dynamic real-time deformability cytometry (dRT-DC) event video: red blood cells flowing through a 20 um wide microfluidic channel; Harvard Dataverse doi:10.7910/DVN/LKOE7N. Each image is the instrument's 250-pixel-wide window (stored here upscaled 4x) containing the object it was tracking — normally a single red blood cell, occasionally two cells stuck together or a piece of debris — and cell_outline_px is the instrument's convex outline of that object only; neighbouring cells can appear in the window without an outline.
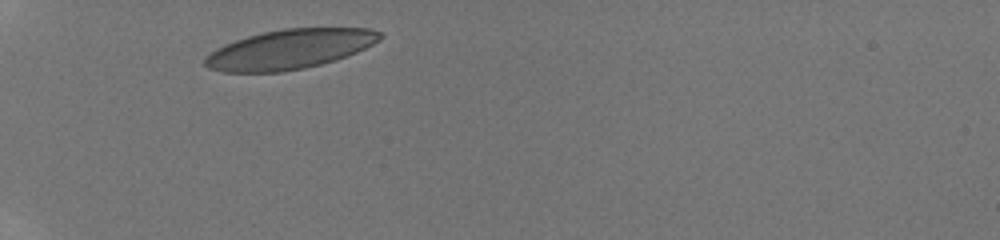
{"species": "human", "species_latin": "Homo sapiens", "temperature_condition": "room temperature", "stored_images_in_passage": 3, "camera_frame_rate_fps": 3000, "um_per_image_px": 0.085, "donor": {"sex": "male"}, "frame": {"image": 1, "passage_image": 1, "time_ms": 0.0, "image_size_px": [1000, 240], "cell_outline_px": [[384, 36], [380, 40], [356, 52], [320, 64], [304, 68], [280, 72], [224, 72], [208, 68], [204, 64], [204, 56], [216, 48], [224, 44], [248, 36], [264, 32], [284, 28], [372, 28], [380, 32]], "centroid_in_image_um": [24.59, 4.18], "position_along_channel_um": 60.4, "area_um2": 40.17}}
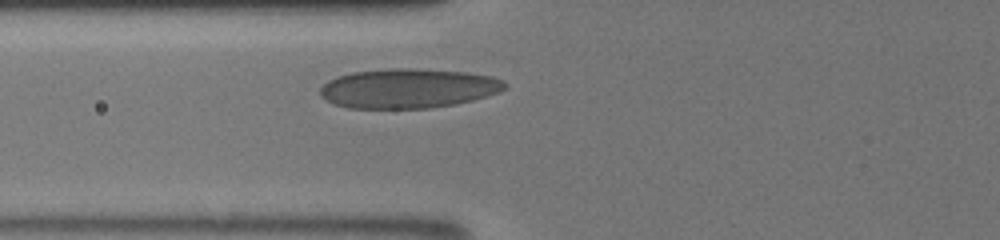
{"frame": {"image": 2, "passage_image": 3, "time_ms": 1.333, "image_size_px": [1000, 240], "cell_outline_px": [[508, 88], [500, 92], [488, 96], [456, 104], [428, 108], [348, 108], [336, 104], [320, 96], [320, 88], [328, 80], [336, 76], [352, 72], [388, 68], [408, 68], [468, 72], [492, 76], [504, 80], [508, 84]], "centroid_in_image_um": [34.74, 7.5], "position_along_channel_um": 91.1, "area_um2": 42.83}}